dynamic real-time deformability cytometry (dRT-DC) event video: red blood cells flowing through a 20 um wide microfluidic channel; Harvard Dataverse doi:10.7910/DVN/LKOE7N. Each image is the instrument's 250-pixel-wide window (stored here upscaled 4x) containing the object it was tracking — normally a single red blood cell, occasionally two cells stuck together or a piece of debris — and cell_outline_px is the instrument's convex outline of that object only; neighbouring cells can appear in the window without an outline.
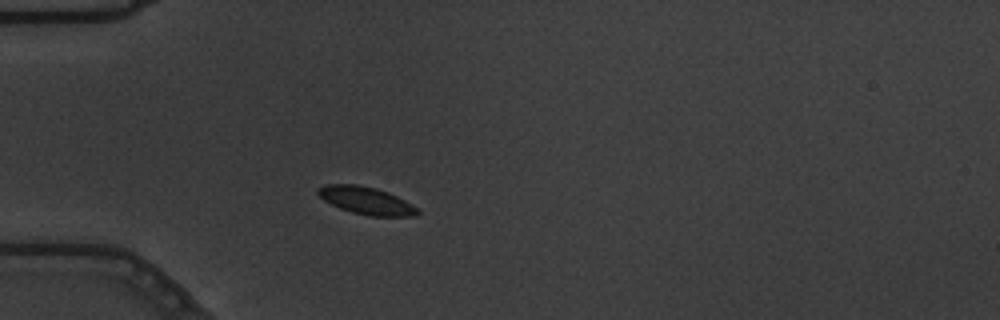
{"species": "common noctule bat (a hibernating species)", "species_latin": "Nyctalus noctula", "temperature_condition": "warm", "stored_images_in_passage": 49, "camera_frame_rate_fps": 3000, "um_per_image_px": 0.085, "animal": {"sex": "male", "body_mass_g": 19.5, "forearm_length_mm": 54.6}, "frame": {"image": 1, "passage_image": 9, "time_ms": 2.667, "image_size_px": [1000, 320], "cell_outline_px": [[420, 212], [416, 216], [368, 216], [352, 212], [340, 208], [324, 200], [316, 192], [316, 188], [324, 184], [356, 184], [376, 188], [388, 192], [412, 204]], "centroid_in_image_um": [31.11, 17.04], "position_along_channel_um": 53.9, "area_um2": 15.95}}
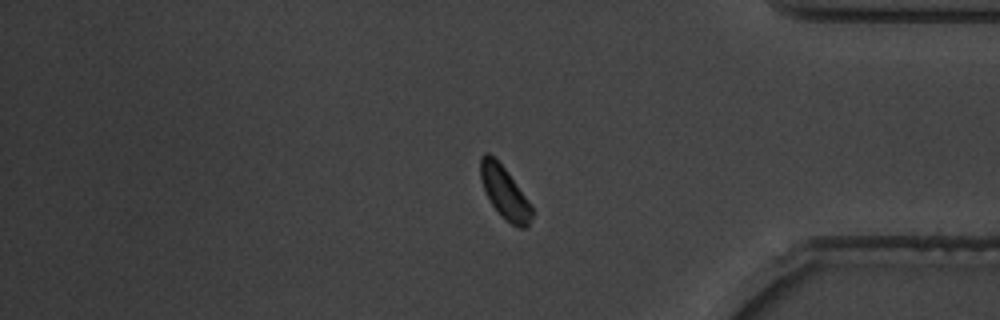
{"frame": {"image": 2, "passage_image": 40, "time_ms": 13.0, "image_size_px": [1000, 320], "cell_outline_px": [[532, 216], [528, 228], [520, 228], [504, 220], [500, 216], [492, 204], [480, 180], [480, 156], [484, 152], [488, 152], [508, 172], [532, 208]], "centroid_in_image_um": [42.87, 16.38], "position_along_channel_um": 392.3, "area_um2": 15.37}}
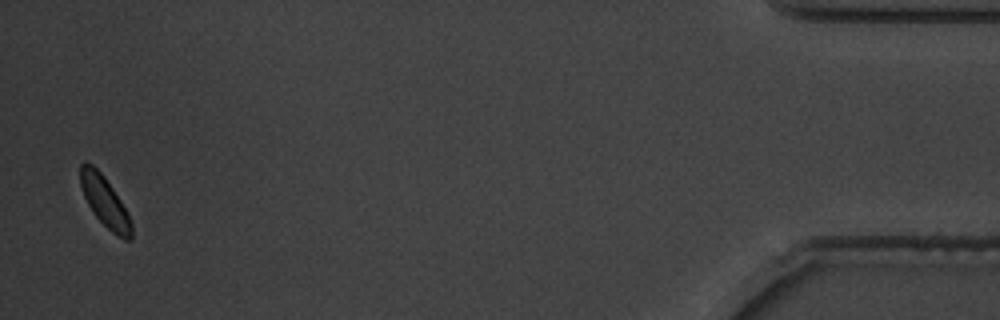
{"frame": {"image": 3, "passage_image": 48, "time_ms": 15.667, "image_size_px": [1000, 320], "cell_outline_px": [[132, 236], [128, 240], [124, 240], [116, 236], [96, 216], [88, 204], [84, 196], [80, 184], [80, 164], [84, 160], [88, 160], [104, 176], [120, 200], [132, 224]], "centroid_in_image_um": [8.88, 17.1], "position_along_channel_um": 426.3, "area_um2": 14.8}, "authors_computed_cell_mechanics": {"area_um2": 15.895, "velocity_mm_per_s": 3.572, "shape_relaxation_time_tau1_ms": 1.7715, "shape_relaxation_time_tau2_ms": null, "deformation_change_tau1": 0.0899, "deformation_change_tau2": null}}